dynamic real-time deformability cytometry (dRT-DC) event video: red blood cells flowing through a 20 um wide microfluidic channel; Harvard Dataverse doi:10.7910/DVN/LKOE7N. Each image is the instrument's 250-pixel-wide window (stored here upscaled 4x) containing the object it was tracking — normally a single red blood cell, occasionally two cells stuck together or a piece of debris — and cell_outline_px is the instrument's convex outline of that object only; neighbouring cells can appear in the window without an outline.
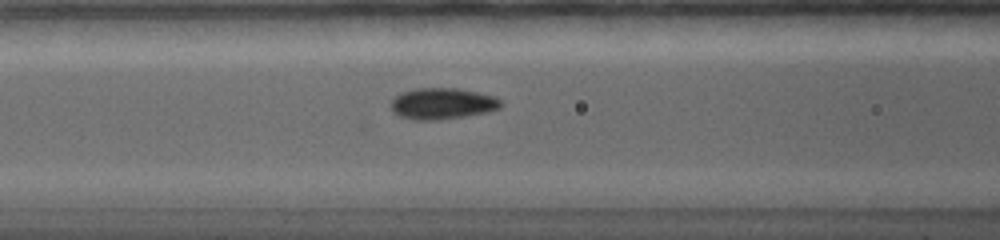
{"species": "common noctule bat (a hibernating species)", "species_latin": "Nyctalus noctula", "temperature_condition": "warm", "stored_images_in_passage": 13, "camera_frame_rate_fps": 5000, "um_per_image_px": 0.085, "animal": {"sex": "female", "body_mass_g": 19.0, "forearm_length_mm": 56.7}, "frame": {"image": 1, "passage_image": 13, "time_ms": 4.8, "image_size_px": [1000, 240], "cell_outline_px": [[504, 104], [500, 108], [488, 112], [440, 120], [412, 120], [400, 116], [392, 112], [392, 100], [400, 92], [412, 88], [460, 88], [496, 96]], "centroid_in_image_um": [37.61, 8.8], "position_along_channel_um": 129.0, "area_um2": 20.35}}